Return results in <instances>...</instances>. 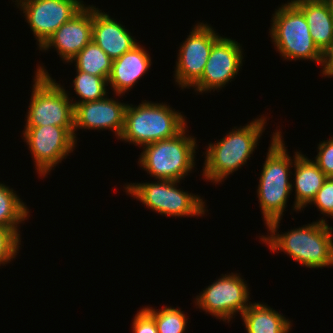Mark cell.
Masks as SVG:
<instances>
[{"label":"cell","instance_id":"16","mask_svg":"<svg viewBox=\"0 0 333 333\" xmlns=\"http://www.w3.org/2000/svg\"><path fill=\"white\" fill-rule=\"evenodd\" d=\"M135 40L123 24L93 6L92 41L112 60L137 45Z\"/></svg>","mask_w":333,"mask_h":333},{"label":"cell","instance_id":"23","mask_svg":"<svg viewBox=\"0 0 333 333\" xmlns=\"http://www.w3.org/2000/svg\"><path fill=\"white\" fill-rule=\"evenodd\" d=\"M76 77L73 80L74 91L81 100H72L73 106L77 104L92 102L105 98L108 95V79L105 77L94 76L82 71H76Z\"/></svg>","mask_w":333,"mask_h":333},{"label":"cell","instance_id":"13","mask_svg":"<svg viewBox=\"0 0 333 333\" xmlns=\"http://www.w3.org/2000/svg\"><path fill=\"white\" fill-rule=\"evenodd\" d=\"M241 47L237 41L221 36L212 46L201 79L192 87L195 92L220 90L231 82L242 69Z\"/></svg>","mask_w":333,"mask_h":333},{"label":"cell","instance_id":"24","mask_svg":"<svg viewBox=\"0 0 333 333\" xmlns=\"http://www.w3.org/2000/svg\"><path fill=\"white\" fill-rule=\"evenodd\" d=\"M143 309L154 319L158 333H184L188 319L180 308L164 306L161 310L145 306Z\"/></svg>","mask_w":333,"mask_h":333},{"label":"cell","instance_id":"22","mask_svg":"<svg viewBox=\"0 0 333 333\" xmlns=\"http://www.w3.org/2000/svg\"><path fill=\"white\" fill-rule=\"evenodd\" d=\"M76 71L109 78L113 60L93 41L87 44L72 60Z\"/></svg>","mask_w":333,"mask_h":333},{"label":"cell","instance_id":"3","mask_svg":"<svg viewBox=\"0 0 333 333\" xmlns=\"http://www.w3.org/2000/svg\"><path fill=\"white\" fill-rule=\"evenodd\" d=\"M281 133L279 129L272 134L257 187V198L265 226L282 219L287 200L293 192V184L289 180L293 175L290 168L294 165V159L288 154Z\"/></svg>","mask_w":333,"mask_h":333},{"label":"cell","instance_id":"2","mask_svg":"<svg viewBox=\"0 0 333 333\" xmlns=\"http://www.w3.org/2000/svg\"><path fill=\"white\" fill-rule=\"evenodd\" d=\"M266 120L265 116L253 119L243 127H234L216 143H209L204 154V179L216 185L242 168L257 148Z\"/></svg>","mask_w":333,"mask_h":333},{"label":"cell","instance_id":"10","mask_svg":"<svg viewBox=\"0 0 333 333\" xmlns=\"http://www.w3.org/2000/svg\"><path fill=\"white\" fill-rule=\"evenodd\" d=\"M220 277L197 295L194 302L206 314L229 323L236 313L242 315L251 304L250 291L245 279L238 273L222 274Z\"/></svg>","mask_w":333,"mask_h":333},{"label":"cell","instance_id":"11","mask_svg":"<svg viewBox=\"0 0 333 333\" xmlns=\"http://www.w3.org/2000/svg\"><path fill=\"white\" fill-rule=\"evenodd\" d=\"M180 45L174 78L179 88L193 87L202 76L213 44L221 37L209 24L198 22Z\"/></svg>","mask_w":333,"mask_h":333},{"label":"cell","instance_id":"12","mask_svg":"<svg viewBox=\"0 0 333 333\" xmlns=\"http://www.w3.org/2000/svg\"><path fill=\"white\" fill-rule=\"evenodd\" d=\"M15 3L25 13L24 18L38 42V48L85 6L81 0H15Z\"/></svg>","mask_w":333,"mask_h":333},{"label":"cell","instance_id":"18","mask_svg":"<svg viewBox=\"0 0 333 333\" xmlns=\"http://www.w3.org/2000/svg\"><path fill=\"white\" fill-rule=\"evenodd\" d=\"M295 169L293 186L295 187V202L293 210L301 211L315 198L318 190L322 187L327 176L318 165L301 152H294Z\"/></svg>","mask_w":333,"mask_h":333},{"label":"cell","instance_id":"6","mask_svg":"<svg viewBox=\"0 0 333 333\" xmlns=\"http://www.w3.org/2000/svg\"><path fill=\"white\" fill-rule=\"evenodd\" d=\"M271 19L270 37L282 58L311 60L322 66L324 54L314 43L303 12L291 0L282 4Z\"/></svg>","mask_w":333,"mask_h":333},{"label":"cell","instance_id":"20","mask_svg":"<svg viewBox=\"0 0 333 333\" xmlns=\"http://www.w3.org/2000/svg\"><path fill=\"white\" fill-rule=\"evenodd\" d=\"M241 316L247 333H288L292 329L289 319L260 302H251Z\"/></svg>","mask_w":333,"mask_h":333},{"label":"cell","instance_id":"1","mask_svg":"<svg viewBox=\"0 0 333 333\" xmlns=\"http://www.w3.org/2000/svg\"><path fill=\"white\" fill-rule=\"evenodd\" d=\"M325 220L320 218L317 222L279 234L281 219H277L266 226L270 233L259 239L272 253L284 252L306 268L333 266V227Z\"/></svg>","mask_w":333,"mask_h":333},{"label":"cell","instance_id":"15","mask_svg":"<svg viewBox=\"0 0 333 333\" xmlns=\"http://www.w3.org/2000/svg\"><path fill=\"white\" fill-rule=\"evenodd\" d=\"M127 104L106 96L103 99L77 104L74 107V138L77 129L111 130L120 138L124 129Z\"/></svg>","mask_w":333,"mask_h":333},{"label":"cell","instance_id":"7","mask_svg":"<svg viewBox=\"0 0 333 333\" xmlns=\"http://www.w3.org/2000/svg\"><path fill=\"white\" fill-rule=\"evenodd\" d=\"M24 127H74V106L68 91L44 66H37Z\"/></svg>","mask_w":333,"mask_h":333},{"label":"cell","instance_id":"4","mask_svg":"<svg viewBox=\"0 0 333 333\" xmlns=\"http://www.w3.org/2000/svg\"><path fill=\"white\" fill-rule=\"evenodd\" d=\"M144 101L138 106L127 104L121 141L143 147L177 136L187 126L184 115L170 105Z\"/></svg>","mask_w":333,"mask_h":333},{"label":"cell","instance_id":"25","mask_svg":"<svg viewBox=\"0 0 333 333\" xmlns=\"http://www.w3.org/2000/svg\"><path fill=\"white\" fill-rule=\"evenodd\" d=\"M19 245H21V238L13 230L0 226V266L16 258L21 248Z\"/></svg>","mask_w":333,"mask_h":333},{"label":"cell","instance_id":"30","mask_svg":"<svg viewBox=\"0 0 333 333\" xmlns=\"http://www.w3.org/2000/svg\"><path fill=\"white\" fill-rule=\"evenodd\" d=\"M323 1L326 3V5L333 17V0H323Z\"/></svg>","mask_w":333,"mask_h":333},{"label":"cell","instance_id":"17","mask_svg":"<svg viewBox=\"0 0 333 333\" xmlns=\"http://www.w3.org/2000/svg\"><path fill=\"white\" fill-rule=\"evenodd\" d=\"M151 57L148 51L140 44L125 52L112 62V71L108 78V85L116 96L125 95L132 89L151 66Z\"/></svg>","mask_w":333,"mask_h":333},{"label":"cell","instance_id":"28","mask_svg":"<svg viewBox=\"0 0 333 333\" xmlns=\"http://www.w3.org/2000/svg\"><path fill=\"white\" fill-rule=\"evenodd\" d=\"M132 323L133 333H158L154 319L143 308L137 312Z\"/></svg>","mask_w":333,"mask_h":333},{"label":"cell","instance_id":"29","mask_svg":"<svg viewBox=\"0 0 333 333\" xmlns=\"http://www.w3.org/2000/svg\"><path fill=\"white\" fill-rule=\"evenodd\" d=\"M322 67L323 70L321 73L324 75V77H333V44L324 53Z\"/></svg>","mask_w":333,"mask_h":333},{"label":"cell","instance_id":"14","mask_svg":"<svg viewBox=\"0 0 333 333\" xmlns=\"http://www.w3.org/2000/svg\"><path fill=\"white\" fill-rule=\"evenodd\" d=\"M93 5L84 6L69 21L55 31L39 48L41 51L56 49L59 57L69 63L92 41Z\"/></svg>","mask_w":333,"mask_h":333},{"label":"cell","instance_id":"21","mask_svg":"<svg viewBox=\"0 0 333 333\" xmlns=\"http://www.w3.org/2000/svg\"><path fill=\"white\" fill-rule=\"evenodd\" d=\"M15 192L0 183V226L11 228L20 237V223L29 218L30 211Z\"/></svg>","mask_w":333,"mask_h":333},{"label":"cell","instance_id":"9","mask_svg":"<svg viewBox=\"0 0 333 333\" xmlns=\"http://www.w3.org/2000/svg\"><path fill=\"white\" fill-rule=\"evenodd\" d=\"M24 128L23 140L29 147L40 177H46L76 147L74 127L48 125Z\"/></svg>","mask_w":333,"mask_h":333},{"label":"cell","instance_id":"19","mask_svg":"<svg viewBox=\"0 0 333 333\" xmlns=\"http://www.w3.org/2000/svg\"><path fill=\"white\" fill-rule=\"evenodd\" d=\"M304 14L317 48L324 54L333 44V17L323 0H291Z\"/></svg>","mask_w":333,"mask_h":333},{"label":"cell","instance_id":"26","mask_svg":"<svg viewBox=\"0 0 333 333\" xmlns=\"http://www.w3.org/2000/svg\"><path fill=\"white\" fill-rule=\"evenodd\" d=\"M315 204L318 211L333 219V177H327L309 205Z\"/></svg>","mask_w":333,"mask_h":333},{"label":"cell","instance_id":"5","mask_svg":"<svg viewBox=\"0 0 333 333\" xmlns=\"http://www.w3.org/2000/svg\"><path fill=\"white\" fill-rule=\"evenodd\" d=\"M187 126L177 135L143 146L138 163L156 180L182 181L195 167L194 136L187 135Z\"/></svg>","mask_w":333,"mask_h":333},{"label":"cell","instance_id":"8","mask_svg":"<svg viewBox=\"0 0 333 333\" xmlns=\"http://www.w3.org/2000/svg\"><path fill=\"white\" fill-rule=\"evenodd\" d=\"M180 181L157 180V182L128 183L125 192L140 200L148 209L158 214L174 217L202 216L207 210L201 196L188 193L177 185Z\"/></svg>","mask_w":333,"mask_h":333},{"label":"cell","instance_id":"27","mask_svg":"<svg viewBox=\"0 0 333 333\" xmlns=\"http://www.w3.org/2000/svg\"><path fill=\"white\" fill-rule=\"evenodd\" d=\"M317 155L313 160L327 177H333V137L317 145Z\"/></svg>","mask_w":333,"mask_h":333}]
</instances>
